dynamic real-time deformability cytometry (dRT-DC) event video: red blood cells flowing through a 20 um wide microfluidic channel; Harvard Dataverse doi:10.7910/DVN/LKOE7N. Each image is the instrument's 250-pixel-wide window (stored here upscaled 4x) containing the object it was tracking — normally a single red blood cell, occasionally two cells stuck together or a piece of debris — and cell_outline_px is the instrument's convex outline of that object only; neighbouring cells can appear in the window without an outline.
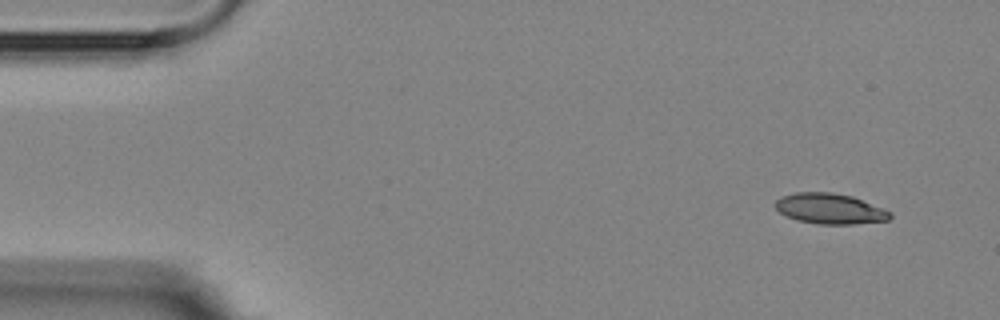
{"species": "Egyptian fruit bat (a non-hibernating species)", "species_latin": "Rousettus aegyptiacus", "temperature_condition": "room temperature", "stored_images_in_passage": 4, "camera_frame_rate_fps": 3000, "um_per_image_px": 0.085, "animal": {"sex": "female"}, "frame": {"image": 1, "passage_image": 1, "time_ms": 0.0, "image_size_px": [1000, 320], "cell_outline_px": [[892, 216], [888, 220], [852, 224], [816, 224], [796, 220], [780, 212], [772, 204], [780, 196], [796, 192], [832, 192], [852, 196], [884, 208], [892, 212]], "centroid_in_image_um": [70.53, 17.73], "position_along_channel_um": 14.5, "area_um2": 20.58}}
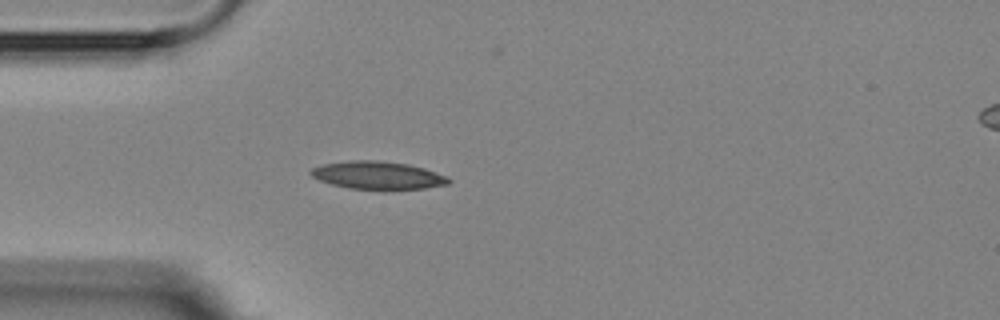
{"frame": {"image": 2, "passage_image": 4, "time_ms": 3.667, "image_size_px": [1000, 320], "cell_outline_px": [[452, 180], [448, 184], [424, 188], [348, 188], [332, 184], [320, 180], [312, 176], [308, 172], [312, 168], [324, 164], [352, 160], [376, 160], [408, 164], [424, 168], [448, 176]], "centroid_in_image_um": [32.12, 14.88], "position_along_channel_um": 52.9, "area_um2": 21.91}}